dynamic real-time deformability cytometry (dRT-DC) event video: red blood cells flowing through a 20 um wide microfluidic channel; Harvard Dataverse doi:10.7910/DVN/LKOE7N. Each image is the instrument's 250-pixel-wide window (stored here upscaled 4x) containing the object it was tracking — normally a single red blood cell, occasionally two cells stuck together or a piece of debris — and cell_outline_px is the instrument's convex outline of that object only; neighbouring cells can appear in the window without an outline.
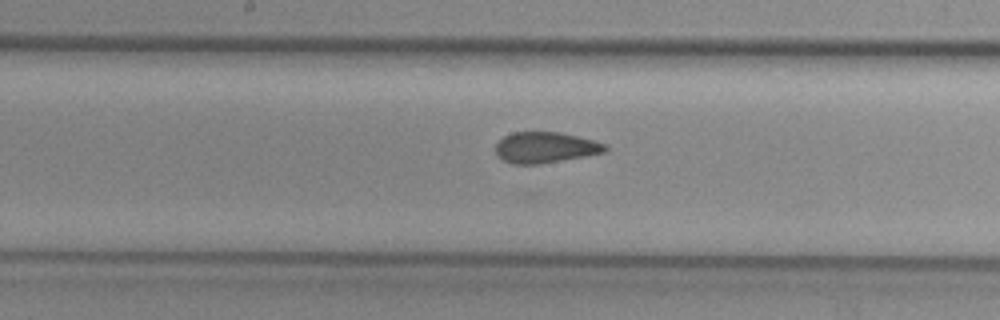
{"species": "common noctule bat (a hibernating species)", "species_latin": "Nyctalus noctula", "temperature_condition": "cold", "stored_images_in_passage": 43, "camera_frame_rate_fps": 3000, "um_per_image_px": 0.085, "animal": {"sex": "female", "body_mass_g": 29.2, "forearm_length_mm": 56.3}, "frame": {"image": 1, "passage_image": 16, "time_ms": 5.0, "image_size_px": [1000, 320], "cell_outline_px": [[608, 148], [604, 152], [584, 156], [540, 164], [512, 164], [504, 160], [496, 152], [496, 144], [504, 136], [512, 132], [560, 132], [608, 144]], "centroid_in_image_um": [46.36, 12.53], "position_along_channel_um": 201.8, "area_um2": 19.54}}
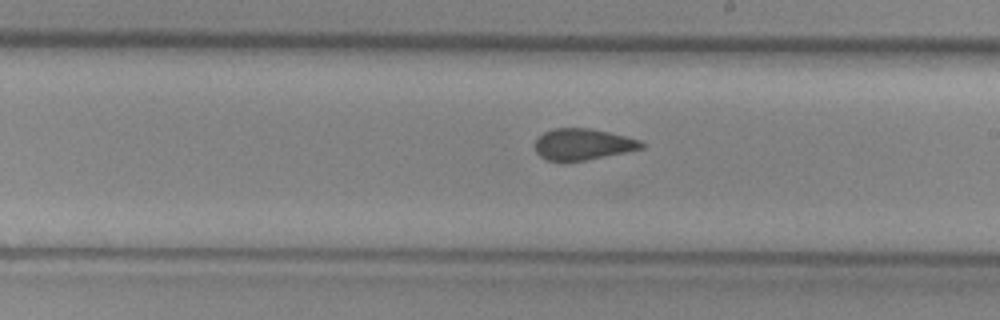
{"frame": {"image": 2, "passage_image": 19, "time_ms": 6.0, "image_size_px": [1000, 320], "cell_outline_px": [[644, 148], [564, 164], [548, 160], [540, 156], [536, 152], [536, 140], [544, 132], [552, 128], [592, 128], [640, 140], [644, 144]], "centroid_in_image_um": [49.5, 12.28], "position_along_channel_um": 239.5, "area_um2": 19.54}}
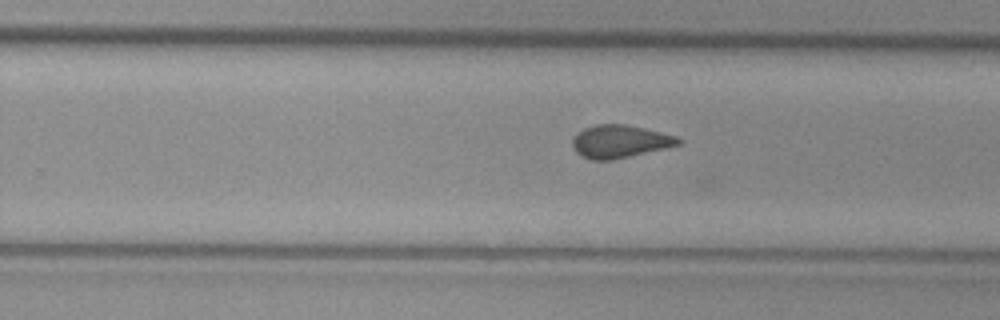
{"frame": {"image": 3, "passage_image": 22, "time_ms": 7.0, "image_size_px": [1000, 320], "cell_outline_px": [[684, 140], [680, 144], [664, 148], [612, 160], [592, 160], [580, 156], [576, 152], [572, 144], [572, 140], [576, 132], [584, 128], [596, 124], [624, 124], [644, 128], [676, 136]], "centroid_in_image_um": [52.65, 12.02], "position_along_channel_um": 277.1, "area_um2": 20.23}}